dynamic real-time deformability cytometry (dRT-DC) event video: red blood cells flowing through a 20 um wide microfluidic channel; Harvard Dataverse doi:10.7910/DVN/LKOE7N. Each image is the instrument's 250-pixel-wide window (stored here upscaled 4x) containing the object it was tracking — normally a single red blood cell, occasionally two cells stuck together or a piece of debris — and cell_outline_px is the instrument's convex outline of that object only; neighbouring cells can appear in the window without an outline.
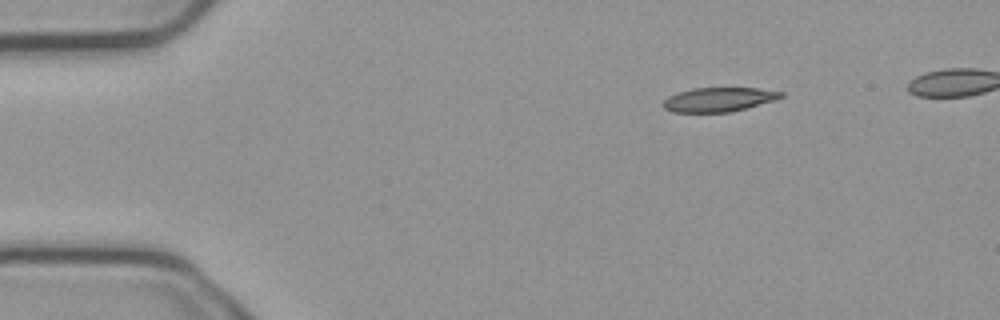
{"species": "common noctule bat (a hibernating species)", "species_latin": "Nyctalus noctula", "temperature_condition": "cold", "stored_images_in_passage": 4, "camera_frame_rate_fps": 3000, "um_per_image_px": 0.085, "animal": {"sex": "male", "body_mass_g": 23.1, "forearm_length_mm": 52.7}, "frame": {"image": 1, "passage_image": 1, "time_ms": 0.0, "image_size_px": [1000, 320], "cell_outline_px": [[784, 96], [772, 100], [744, 108], [728, 112], [672, 112], [664, 108], [664, 100], [668, 96], [692, 88], [760, 88], [784, 92]], "centroid_in_image_um": [61.07, 8.45], "position_along_channel_um": 23.9, "area_um2": 16.3}}